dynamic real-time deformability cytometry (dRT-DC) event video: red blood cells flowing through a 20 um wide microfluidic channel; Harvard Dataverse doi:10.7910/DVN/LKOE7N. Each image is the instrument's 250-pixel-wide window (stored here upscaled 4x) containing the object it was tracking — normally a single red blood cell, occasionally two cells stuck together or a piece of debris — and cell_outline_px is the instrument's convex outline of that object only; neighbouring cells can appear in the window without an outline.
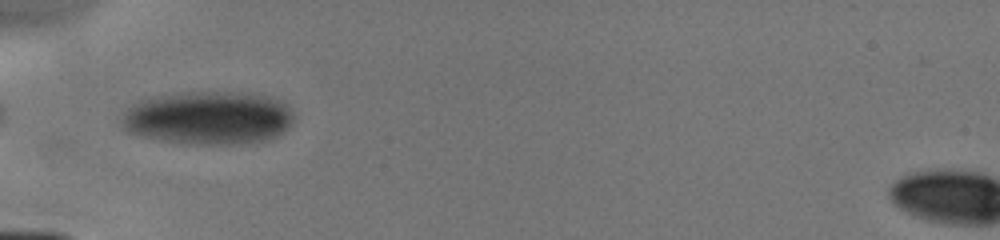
{"species": "human", "species_latin": "Homo sapiens", "temperature_condition": "cold", "stored_images_in_passage": 6, "camera_frame_rate_fps": 3000, "um_per_image_px": 0.085, "donor": {"sex": "male"}, "frame": {"image": 1, "passage_image": 6, "time_ms": 5.333, "image_size_px": [1000, 240], "cell_outline_px": [[296, 116], [292, 124], [284, 132], [272, 140], [236, 144], [196, 144], [164, 140], [144, 136], [128, 132], [124, 128], [120, 120], [124, 112], [132, 104], [140, 100], [156, 96], [180, 92], [240, 92], [272, 96], [288, 104]], "centroid_in_image_um": [17.79, 10.01], "position_along_channel_um": 67.2, "area_um2": 54.16}}